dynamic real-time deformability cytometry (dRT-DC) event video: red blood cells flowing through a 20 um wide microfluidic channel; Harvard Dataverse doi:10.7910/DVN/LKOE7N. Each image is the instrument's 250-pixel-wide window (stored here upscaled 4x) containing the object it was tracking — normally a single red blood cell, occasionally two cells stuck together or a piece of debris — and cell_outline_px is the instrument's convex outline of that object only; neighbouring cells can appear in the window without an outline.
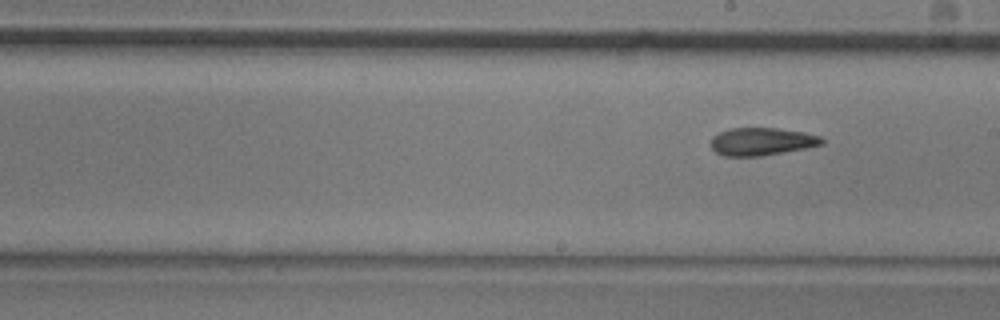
{"species": "common noctule bat (a hibernating species)", "species_latin": "Nyctalus noctula", "temperature_condition": "room temperature", "stored_images_in_passage": 10, "segment_of_instrument_passage": [2, 2], "camera_frame_rate_fps": 3000, "um_per_image_px": 0.085, "animal": {"sex": "male", "body_mass_g": 20.5, "forearm_length_mm": 52.5}, "frame": {"image": 1, "passage_image": 10, "time_ms": 3.0, "image_size_px": [1000, 320], "cell_outline_px": [[824, 144], [784, 152], [760, 156], [724, 156], [716, 152], [712, 148], [712, 136], [720, 132], [732, 128], [776, 128], [804, 132], [824, 136]], "centroid_in_image_um": [64.78, 12.02], "position_along_channel_um": 224.2, "area_um2": 17.92}}